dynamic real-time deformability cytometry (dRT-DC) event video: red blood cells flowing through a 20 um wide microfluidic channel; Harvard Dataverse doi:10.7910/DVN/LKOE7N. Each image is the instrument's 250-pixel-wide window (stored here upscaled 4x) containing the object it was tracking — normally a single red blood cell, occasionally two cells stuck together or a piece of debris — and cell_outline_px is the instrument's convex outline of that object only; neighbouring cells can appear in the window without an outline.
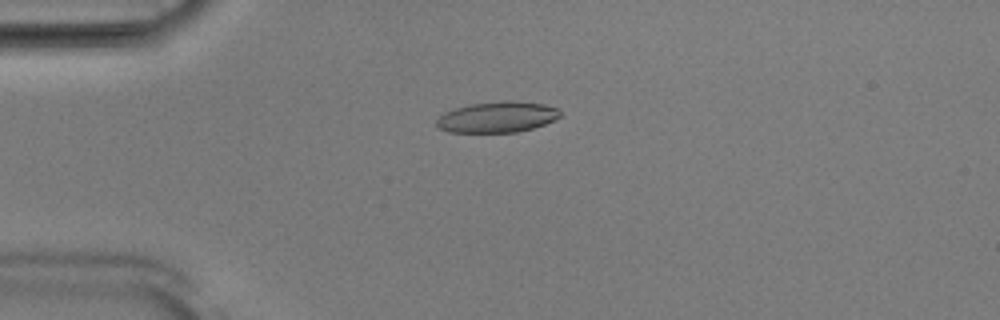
{"species": "Egyptian fruit bat (a non-hibernating species)", "species_latin": "Rousettus aegyptiacus", "temperature_condition": "room temperature", "stored_images_in_passage": 52, "camera_frame_rate_fps": 3000, "um_per_image_px": 0.085, "animal": {"sex": "male"}, "frame": {"image": 1, "passage_image": 13, "time_ms": 4.0, "image_size_px": [1000, 320], "cell_outline_px": [[560, 116], [556, 120], [532, 128], [516, 132], [448, 132], [440, 128], [436, 124], [436, 120], [444, 112], [456, 108], [472, 104], [544, 104], [556, 108], [560, 112]], "centroid_in_image_um": [42.22, 10.01], "position_along_channel_um": 42.8, "area_um2": 20.98}}
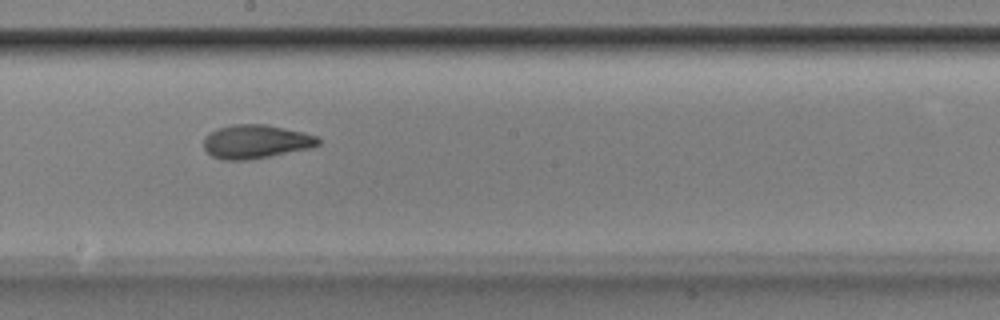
{"frame": {"image": 2, "passage_image": 29, "time_ms": 9.333, "image_size_px": [1000, 320], "cell_outline_px": [[320, 144], [312, 148], [248, 160], [220, 160], [212, 156], [204, 148], [204, 140], [212, 132], [220, 128], [232, 124], [264, 124], [304, 132], [320, 136]], "centroid_in_image_um": [21.8, 12.04], "position_along_channel_um": 226.4, "area_um2": 22.48}}
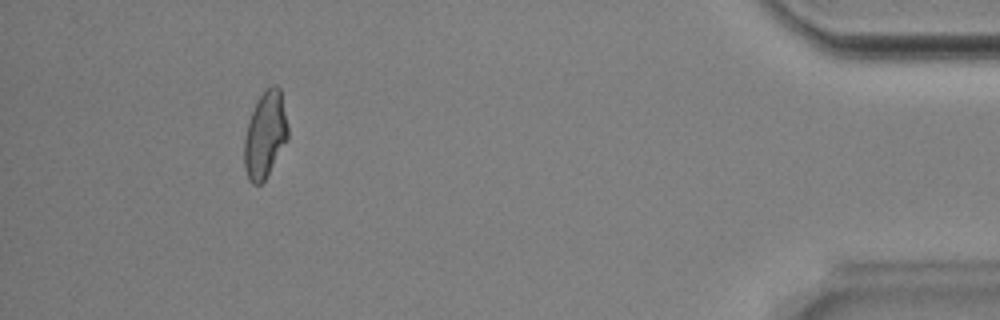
{"frame": {"image": 3, "passage_image": 48, "time_ms": 15.667, "image_size_px": [1000, 320], "cell_outline_px": [[288, 140], [264, 180], [260, 184], [252, 184], [248, 180], [244, 168], [244, 140], [248, 120], [256, 100], [272, 84], [276, 84], [280, 88], [288, 128]], "centroid_in_image_um": [22.52, 11.46], "position_along_channel_um": 412.7, "area_um2": 22.02}, "authors_computed_cell_mechanics": {"area_um2": 22.3975, "velocity_mm_per_s": 3.8962, "shape_relaxation_time_tau1_ms": 4.7265, "shape_relaxation_time_tau2_ms": 2.0059, "deformation_change_tau1": 0.1573, "deformation_change_tau2": 0.0808}}